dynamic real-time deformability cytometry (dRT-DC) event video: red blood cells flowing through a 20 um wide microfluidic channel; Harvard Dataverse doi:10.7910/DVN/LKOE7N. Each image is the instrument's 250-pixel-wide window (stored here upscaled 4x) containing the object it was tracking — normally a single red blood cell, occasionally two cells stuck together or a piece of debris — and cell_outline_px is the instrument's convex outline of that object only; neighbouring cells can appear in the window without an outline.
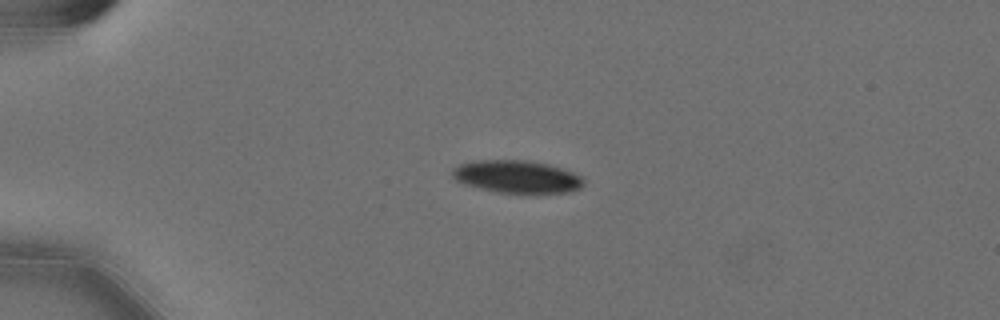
{"species": "Egyptian fruit bat (a non-hibernating species)", "species_latin": "Rousettus aegyptiacus", "temperature_condition": "cold", "stored_images_in_passage": 44, "camera_frame_rate_fps": 3000, "um_per_image_px": 0.085, "animal": {"sex": "female"}, "frame": {"image": 1, "passage_image": 1, "time_ms": 0.0, "image_size_px": [1000, 320], "cell_outline_px": [[584, 184], [580, 188], [568, 192], [496, 192], [464, 184], [456, 180], [452, 176], [452, 168], [460, 164], [476, 160], [528, 160], [548, 164], [564, 168], [580, 176], [584, 180]], "centroid_in_image_um": [43.92, 15.0], "position_along_channel_um": 41.1, "area_um2": 24.8}}
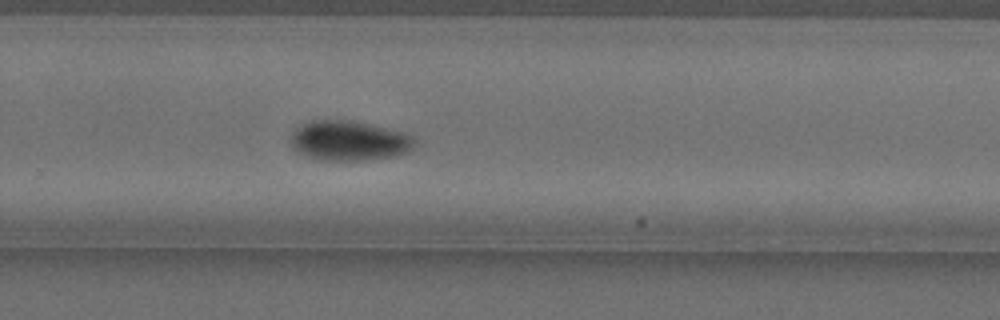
{"frame": {"image": 2, "passage_image": 26, "time_ms": 8.333, "image_size_px": [1000, 320], "cell_outline_px": [[416, 144], [408, 152], [392, 156], [364, 160], [316, 160], [296, 152], [292, 148], [292, 132], [296, 128], [312, 120], [352, 120], [404, 132], [412, 136], [416, 140]], "centroid_in_image_um": [29.66, 11.96], "position_along_channel_um": 300.1, "area_um2": 28.84}}
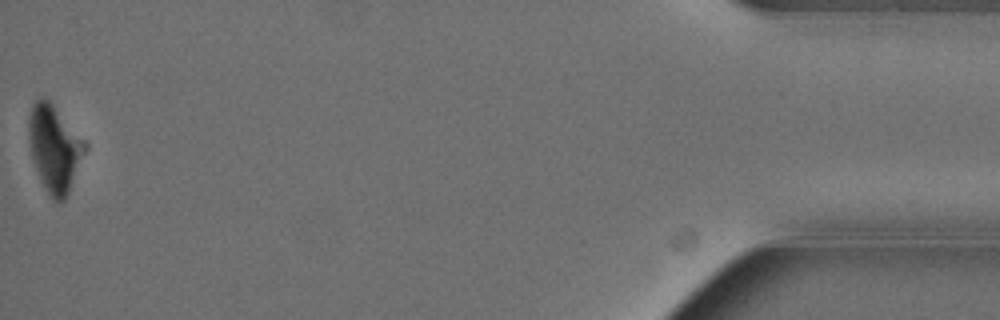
{"frame": {"image": 3, "passage_image": 44, "time_ms": 14.333, "image_size_px": [1000, 320], "cell_outline_px": [[76, 160], [68, 192], [64, 200], [60, 204], [52, 200], [48, 196], [40, 180], [32, 156], [28, 140], [28, 116], [32, 104], [40, 96], [44, 96], [52, 104], [76, 144]], "centroid_in_image_um": [4.36, 12.67], "position_along_channel_um": 430.8, "area_um2": 24.91}, "authors_computed_cell_mechanics": {"area_um2": 27.5995, "velocity_mm_per_s": 3.5758, "shape_relaxation_time_tau1_ms": 3.5155, "shape_relaxation_time_tau2_ms": null, "deformation_change_tau1": 0.1468, "deformation_change_tau2": null}}